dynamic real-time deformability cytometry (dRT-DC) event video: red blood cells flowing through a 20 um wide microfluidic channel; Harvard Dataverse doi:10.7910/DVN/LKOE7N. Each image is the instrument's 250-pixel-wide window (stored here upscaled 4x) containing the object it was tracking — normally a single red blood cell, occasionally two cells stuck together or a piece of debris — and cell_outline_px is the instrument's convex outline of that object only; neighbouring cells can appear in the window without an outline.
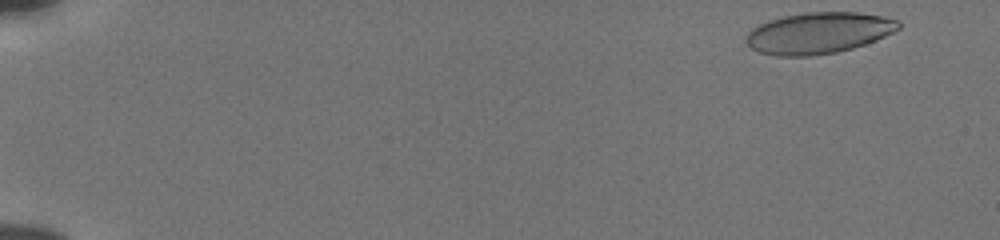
{"species": "human", "species_latin": "Homo sapiens", "temperature_condition": "cold", "stored_images_in_passage": 52, "camera_frame_rate_fps": 3000, "um_per_image_px": 0.085, "donor": {"sex": "male"}, "frame": {"image": 1, "passage_image": 1, "time_ms": 0.0, "image_size_px": [1000, 240], "cell_outline_px": [[900, 28], [876, 40], [852, 48], [836, 52], [808, 56], [776, 56], [760, 52], [752, 48], [744, 40], [748, 32], [752, 28], [760, 24], [784, 16], [808, 12], [856, 12], [880, 16], [900, 20]], "centroid_in_image_um": [69.57, 2.8], "position_along_channel_um": 15.4, "area_um2": 36.36}}
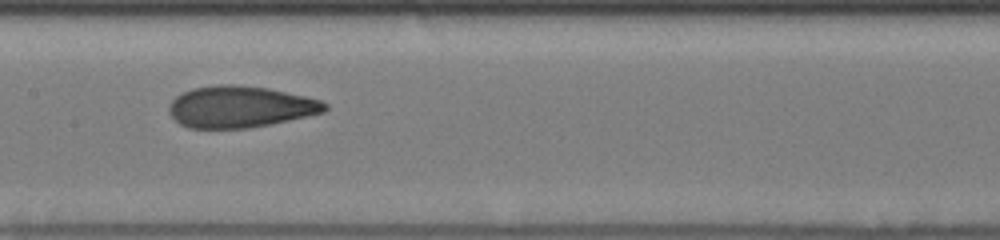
{"frame": {"image": 2, "passage_image": 27, "time_ms": 8.667, "image_size_px": [1000, 240], "cell_outline_px": [[328, 108], [324, 112], [288, 120], [248, 128], [188, 128], [180, 124], [168, 112], [168, 104], [180, 92], [192, 88], [216, 84], [236, 84], [268, 88], [304, 96], [320, 100], [328, 104]], "centroid_in_image_um": [20.36, 9.06], "position_along_channel_um": 187.0, "area_um2": 37.8}}
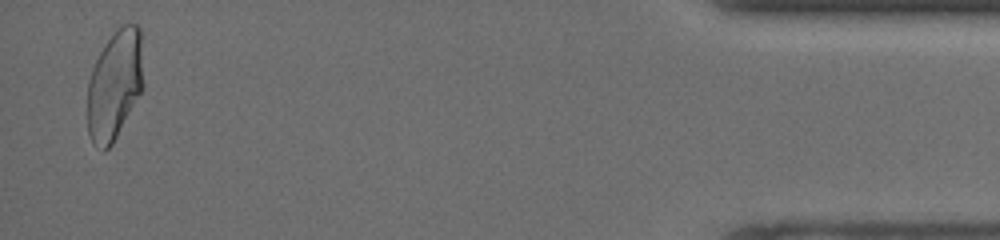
{"frame": {"image": 3, "passage_image": 51, "time_ms": 16.667, "image_size_px": [1000, 240], "cell_outline_px": [[144, 88], [112, 144], [104, 152], [92, 144], [88, 132], [88, 80], [92, 68], [104, 44], [116, 28], [124, 24], [136, 24], [140, 28], [144, 84]], "centroid_in_image_um": [9.76, 7.21], "position_along_channel_um": 425.4, "area_um2": 36.13}, "authors_computed_cell_mechanics": {"area_um2": 37.1654, "velocity_mm_per_s": 3.8445, "shape_relaxation_time_tau1_ms": 4.4011, "shape_relaxation_time_tau2_ms": 0.907, "deformation_change_tau1": 0.1635, "deformation_change_tau2": 0.0706}}